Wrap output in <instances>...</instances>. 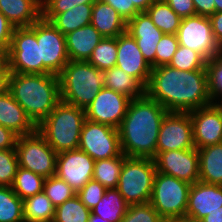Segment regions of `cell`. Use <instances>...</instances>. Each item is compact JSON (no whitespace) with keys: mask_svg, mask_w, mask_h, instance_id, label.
<instances>
[{"mask_svg":"<svg viewBox=\"0 0 222 222\" xmlns=\"http://www.w3.org/2000/svg\"><path fill=\"white\" fill-rule=\"evenodd\" d=\"M145 94L168 112H190L212 104L208 70L181 71L169 65L152 68Z\"/></svg>","mask_w":222,"mask_h":222,"instance_id":"obj_1","label":"cell"},{"mask_svg":"<svg viewBox=\"0 0 222 222\" xmlns=\"http://www.w3.org/2000/svg\"><path fill=\"white\" fill-rule=\"evenodd\" d=\"M167 113L146 94L132 99L118 128L121 152L126 157L154 159L160 126Z\"/></svg>","mask_w":222,"mask_h":222,"instance_id":"obj_2","label":"cell"},{"mask_svg":"<svg viewBox=\"0 0 222 222\" xmlns=\"http://www.w3.org/2000/svg\"><path fill=\"white\" fill-rule=\"evenodd\" d=\"M9 92L36 126L61 102L59 77L55 74L11 73Z\"/></svg>","mask_w":222,"mask_h":222,"instance_id":"obj_3","label":"cell"},{"mask_svg":"<svg viewBox=\"0 0 222 222\" xmlns=\"http://www.w3.org/2000/svg\"><path fill=\"white\" fill-rule=\"evenodd\" d=\"M85 120V109L61 101L37 126V131L56 153L75 150Z\"/></svg>","mask_w":222,"mask_h":222,"instance_id":"obj_4","label":"cell"},{"mask_svg":"<svg viewBox=\"0 0 222 222\" xmlns=\"http://www.w3.org/2000/svg\"><path fill=\"white\" fill-rule=\"evenodd\" d=\"M58 77L61 101L83 109L105 87L104 72L88 61H69Z\"/></svg>","mask_w":222,"mask_h":222,"instance_id":"obj_5","label":"cell"},{"mask_svg":"<svg viewBox=\"0 0 222 222\" xmlns=\"http://www.w3.org/2000/svg\"><path fill=\"white\" fill-rule=\"evenodd\" d=\"M156 172L154 159L127 157L116 189L129 206L148 203Z\"/></svg>","mask_w":222,"mask_h":222,"instance_id":"obj_6","label":"cell"},{"mask_svg":"<svg viewBox=\"0 0 222 222\" xmlns=\"http://www.w3.org/2000/svg\"><path fill=\"white\" fill-rule=\"evenodd\" d=\"M191 184L156 172L150 204L164 219L185 216Z\"/></svg>","mask_w":222,"mask_h":222,"instance_id":"obj_7","label":"cell"},{"mask_svg":"<svg viewBox=\"0 0 222 222\" xmlns=\"http://www.w3.org/2000/svg\"><path fill=\"white\" fill-rule=\"evenodd\" d=\"M7 60L11 73L43 74L40 41H37V21L30 27L14 29Z\"/></svg>","mask_w":222,"mask_h":222,"instance_id":"obj_8","label":"cell"},{"mask_svg":"<svg viewBox=\"0 0 222 222\" xmlns=\"http://www.w3.org/2000/svg\"><path fill=\"white\" fill-rule=\"evenodd\" d=\"M15 150L19 167L45 178L56 175L58 153L37 130L28 135L18 136Z\"/></svg>","mask_w":222,"mask_h":222,"instance_id":"obj_9","label":"cell"},{"mask_svg":"<svg viewBox=\"0 0 222 222\" xmlns=\"http://www.w3.org/2000/svg\"><path fill=\"white\" fill-rule=\"evenodd\" d=\"M176 36L179 45L198 52L207 62L222 53L209 17L194 15L182 18Z\"/></svg>","mask_w":222,"mask_h":222,"instance_id":"obj_10","label":"cell"},{"mask_svg":"<svg viewBox=\"0 0 222 222\" xmlns=\"http://www.w3.org/2000/svg\"><path fill=\"white\" fill-rule=\"evenodd\" d=\"M78 149L94 161L119 156L121 152L119 130L90 120H85Z\"/></svg>","mask_w":222,"mask_h":222,"instance_id":"obj_11","label":"cell"},{"mask_svg":"<svg viewBox=\"0 0 222 222\" xmlns=\"http://www.w3.org/2000/svg\"><path fill=\"white\" fill-rule=\"evenodd\" d=\"M37 41H40V61L43 74L59 75L70 61L66 50V37L50 21L42 17L37 21Z\"/></svg>","mask_w":222,"mask_h":222,"instance_id":"obj_12","label":"cell"},{"mask_svg":"<svg viewBox=\"0 0 222 222\" xmlns=\"http://www.w3.org/2000/svg\"><path fill=\"white\" fill-rule=\"evenodd\" d=\"M195 148L189 112H168L160 126L156 152Z\"/></svg>","mask_w":222,"mask_h":222,"instance_id":"obj_13","label":"cell"},{"mask_svg":"<svg viewBox=\"0 0 222 222\" xmlns=\"http://www.w3.org/2000/svg\"><path fill=\"white\" fill-rule=\"evenodd\" d=\"M130 101L129 97L104 87L85 108L86 119L118 129Z\"/></svg>","mask_w":222,"mask_h":222,"instance_id":"obj_14","label":"cell"},{"mask_svg":"<svg viewBox=\"0 0 222 222\" xmlns=\"http://www.w3.org/2000/svg\"><path fill=\"white\" fill-rule=\"evenodd\" d=\"M156 171L173 176L189 184L199 181V156L197 148L156 152Z\"/></svg>","mask_w":222,"mask_h":222,"instance_id":"obj_15","label":"cell"},{"mask_svg":"<svg viewBox=\"0 0 222 222\" xmlns=\"http://www.w3.org/2000/svg\"><path fill=\"white\" fill-rule=\"evenodd\" d=\"M95 161L80 149L59 152L57 155L56 176L78 192L93 179Z\"/></svg>","mask_w":222,"mask_h":222,"instance_id":"obj_16","label":"cell"},{"mask_svg":"<svg viewBox=\"0 0 222 222\" xmlns=\"http://www.w3.org/2000/svg\"><path fill=\"white\" fill-rule=\"evenodd\" d=\"M116 67L137 79L145 88L147 87L152 67L144 59L135 38L127 31L117 37Z\"/></svg>","mask_w":222,"mask_h":222,"instance_id":"obj_17","label":"cell"},{"mask_svg":"<svg viewBox=\"0 0 222 222\" xmlns=\"http://www.w3.org/2000/svg\"><path fill=\"white\" fill-rule=\"evenodd\" d=\"M195 148L222 142V118L219 110L210 104L190 111Z\"/></svg>","mask_w":222,"mask_h":222,"instance_id":"obj_18","label":"cell"},{"mask_svg":"<svg viewBox=\"0 0 222 222\" xmlns=\"http://www.w3.org/2000/svg\"><path fill=\"white\" fill-rule=\"evenodd\" d=\"M126 31L135 38L144 59L155 68L156 46L163 36L146 12H139L127 22Z\"/></svg>","mask_w":222,"mask_h":222,"instance_id":"obj_19","label":"cell"},{"mask_svg":"<svg viewBox=\"0 0 222 222\" xmlns=\"http://www.w3.org/2000/svg\"><path fill=\"white\" fill-rule=\"evenodd\" d=\"M222 206V185L202 181L191 185L185 215L201 220Z\"/></svg>","mask_w":222,"mask_h":222,"instance_id":"obj_20","label":"cell"},{"mask_svg":"<svg viewBox=\"0 0 222 222\" xmlns=\"http://www.w3.org/2000/svg\"><path fill=\"white\" fill-rule=\"evenodd\" d=\"M0 125L17 136L28 135L37 130V126L9 91L0 96Z\"/></svg>","mask_w":222,"mask_h":222,"instance_id":"obj_21","label":"cell"},{"mask_svg":"<svg viewBox=\"0 0 222 222\" xmlns=\"http://www.w3.org/2000/svg\"><path fill=\"white\" fill-rule=\"evenodd\" d=\"M66 50L70 61H88L103 36L92 25H86L65 35Z\"/></svg>","mask_w":222,"mask_h":222,"instance_id":"obj_22","label":"cell"},{"mask_svg":"<svg viewBox=\"0 0 222 222\" xmlns=\"http://www.w3.org/2000/svg\"><path fill=\"white\" fill-rule=\"evenodd\" d=\"M0 12L15 28L30 27L42 17L41 0H0Z\"/></svg>","mask_w":222,"mask_h":222,"instance_id":"obj_23","label":"cell"},{"mask_svg":"<svg viewBox=\"0 0 222 222\" xmlns=\"http://www.w3.org/2000/svg\"><path fill=\"white\" fill-rule=\"evenodd\" d=\"M92 24L103 37H118L126 32L127 22L109 4L95 0L92 8Z\"/></svg>","mask_w":222,"mask_h":222,"instance_id":"obj_24","label":"cell"},{"mask_svg":"<svg viewBox=\"0 0 222 222\" xmlns=\"http://www.w3.org/2000/svg\"><path fill=\"white\" fill-rule=\"evenodd\" d=\"M199 181L222 185V142L197 149Z\"/></svg>","mask_w":222,"mask_h":222,"instance_id":"obj_25","label":"cell"},{"mask_svg":"<svg viewBox=\"0 0 222 222\" xmlns=\"http://www.w3.org/2000/svg\"><path fill=\"white\" fill-rule=\"evenodd\" d=\"M93 4H80L58 15H42L50 21L63 35L90 24Z\"/></svg>","mask_w":222,"mask_h":222,"instance_id":"obj_26","label":"cell"},{"mask_svg":"<svg viewBox=\"0 0 222 222\" xmlns=\"http://www.w3.org/2000/svg\"><path fill=\"white\" fill-rule=\"evenodd\" d=\"M103 72L105 88L119 92L131 100L145 95V87L121 68L112 67Z\"/></svg>","mask_w":222,"mask_h":222,"instance_id":"obj_27","label":"cell"},{"mask_svg":"<svg viewBox=\"0 0 222 222\" xmlns=\"http://www.w3.org/2000/svg\"><path fill=\"white\" fill-rule=\"evenodd\" d=\"M128 206L117 189H107L102 199L91 210V213L109 222H121Z\"/></svg>","mask_w":222,"mask_h":222,"instance_id":"obj_28","label":"cell"},{"mask_svg":"<svg viewBox=\"0 0 222 222\" xmlns=\"http://www.w3.org/2000/svg\"><path fill=\"white\" fill-rule=\"evenodd\" d=\"M23 215L25 222H53L55 206L42 191L23 200Z\"/></svg>","mask_w":222,"mask_h":222,"instance_id":"obj_29","label":"cell"},{"mask_svg":"<svg viewBox=\"0 0 222 222\" xmlns=\"http://www.w3.org/2000/svg\"><path fill=\"white\" fill-rule=\"evenodd\" d=\"M127 157L121 153L119 156L95 161L93 180L102 184L106 189H116L123 162Z\"/></svg>","mask_w":222,"mask_h":222,"instance_id":"obj_30","label":"cell"},{"mask_svg":"<svg viewBox=\"0 0 222 222\" xmlns=\"http://www.w3.org/2000/svg\"><path fill=\"white\" fill-rule=\"evenodd\" d=\"M164 34H176L181 19L164 0H155L145 11Z\"/></svg>","mask_w":222,"mask_h":222,"instance_id":"obj_31","label":"cell"},{"mask_svg":"<svg viewBox=\"0 0 222 222\" xmlns=\"http://www.w3.org/2000/svg\"><path fill=\"white\" fill-rule=\"evenodd\" d=\"M0 222H25L23 200L11 186H0Z\"/></svg>","mask_w":222,"mask_h":222,"instance_id":"obj_32","label":"cell"},{"mask_svg":"<svg viewBox=\"0 0 222 222\" xmlns=\"http://www.w3.org/2000/svg\"><path fill=\"white\" fill-rule=\"evenodd\" d=\"M45 179L42 175L19 167L11 187L22 200H25L43 191Z\"/></svg>","mask_w":222,"mask_h":222,"instance_id":"obj_33","label":"cell"},{"mask_svg":"<svg viewBox=\"0 0 222 222\" xmlns=\"http://www.w3.org/2000/svg\"><path fill=\"white\" fill-rule=\"evenodd\" d=\"M117 37H103L94 48L88 62L100 71L116 67Z\"/></svg>","mask_w":222,"mask_h":222,"instance_id":"obj_34","label":"cell"},{"mask_svg":"<svg viewBox=\"0 0 222 222\" xmlns=\"http://www.w3.org/2000/svg\"><path fill=\"white\" fill-rule=\"evenodd\" d=\"M91 210L75 195L63 204L55 207L53 222H88Z\"/></svg>","mask_w":222,"mask_h":222,"instance_id":"obj_35","label":"cell"},{"mask_svg":"<svg viewBox=\"0 0 222 222\" xmlns=\"http://www.w3.org/2000/svg\"><path fill=\"white\" fill-rule=\"evenodd\" d=\"M169 66L181 71L207 70V61L198 52L179 45Z\"/></svg>","mask_w":222,"mask_h":222,"instance_id":"obj_36","label":"cell"},{"mask_svg":"<svg viewBox=\"0 0 222 222\" xmlns=\"http://www.w3.org/2000/svg\"><path fill=\"white\" fill-rule=\"evenodd\" d=\"M43 192L55 207L73 198L77 193L68 183L56 175L45 179Z\"/></svg>","mask_w":222,"mask_h":222,"instance_id":"obj_37","label":"cell"},{"mask_svg":"<svg viewBox=\"0 0 222 222\" xmlns=\"http://www.w3.org/2000/svg\"><path fill=\"white\" fill-rule=\"evenodd\" d=\"M18 168L16 150H0V186H12Z\"/></svg>","mask_w":222,"mask_h":222,"instance_id":"obj_38","label":"cell"},{"mask_svg":"<svg viewBox=\"0 0 222 222\" xmlns=\"http://www.w3.org/2000/svg\"><path fill=\"white\" fill-rule=\"evenodd\" d=\"M121 222H165L153 206L148 202L128 206Z\"/></svg>","mask_w":222,"mask_h":222,"instance_id":"obj_39","label":"cell"},{"mask_svg":"<svg viewBox=\"0 0 222 222\" xmlns=\"http://www.w3.org/2000/svg\"><path fill=\"white\" fill-rule=\"evenodd\" d=\"M209 96L212 102L222 96V53L207 62Z\"/></svg>","mask_w":222,"mask_h":222,"instance_id":"obj_40","label":"cell"},{"mask_svg":"<svg viewBox=\"0 0 222 222\" xmlns=\"http://www.w3.org/2000/svg\"><path fill=\"white\" fill-rule=\"evenodd\" d=\"M178 46L176 34H163L156 46L155 68L169 65Z\"/></svg>","mask_w":222,"mask_h":222,"instance_id":"obj_41","label":"cell"},{"mask_svg":"<svg viewBox=\"0 0 222 222\" xmlns=\"http://www.w3.org/2000/svg\"><path fill=\"white\" fill-rule=\"evenodd\" d=\"M106 188L95 180L88 181L76 195L80 198L81 202L90 210H92L97 203L102 199L106 192Z\"/></svg>","mask_w":222,"mask_h":222,"instance_id":"obj_42","label":"cell"},{"mask_svg":"<svg viewBox=\"0 0 222 222\" xmlns=\"http://www.w3.org/2000/svg\"><path fill=\"white\" fill-rule=\"evenodd\" d=\"M95 0H41L42 15H58L80 4H94Z\"/></svg>","mask_w":222,"mask_h":222,"instance_id":"obj_43","label":"cell"},{"mask_svg":"<svg viewBox=\"0 0 222 222\" xmlns=\"http://www.w3.org/2000/svg\"><path fill=\"white\" fill-rule=\"evenodd\" d=\"M111 5L119 15L128 22L140 11L135 6H129V0H101Z\"/></svg>","mask_w":222,"mask_h":222,"instance_id":"obj_44","label":"cell"},{"mask_svg":"<svg viewBox=\"0 0 222 222\" xmlns=\"http://www.w3.org/2000/svg\"><path fill=\"white\" fill-rule=\"evenodd\" d=\"M180 17L186 18L196 15L193 0H164Z\"/></svg>","mask_w":222,"mask_h":222,"instance_id":"obj_45","label":"cell"},{"mask_svg":"<svg viewBox=\"0 0 222 222\" xmlns=\"http://www.w3.org/2000/svg\"><path fill=\"white\" fill-rule=\"evenodd\" d=\"M15 27L0 12V50L8 51Z\"/></svg>","mask_w":222,"mask_h":222,"instance_id":"obj_46","label":"cell"},{"mask_svg":"<svg viewBox=\"0 0 222 222\" xmlns=\"http://www.w3.org/2000/svg\"><path fill=\"white\" fill-rule=\"evenodd\" d=\"M17 135L0 125V150L15 149Z\"/></svg>","mask_w":222,"mask_h":222,"instance_id":"obj_47","label":"cell"},{"mask_svg":"<svg viewBox=\"0 0 222 222\" xmlns=\"http://www.w3.org/2000/svg\"><path fill=\"white\" fill-rule=\"evenodd\" d=\"M196 15L210 17L215 13L214 0H193Z\"/></svg>","mask_w":222,"mask_h":222,"instance_id":"obj_48","label":"cell"},{"mask_svg":"<svg viewBox=\"0 0 222 222\" xmlns=\"http://www.w3.org/2000/svg\"><path fill=\"white\" fill-rule=\"evenodd\" d=\"M209 18L212 24L214 38L222 48V12H215Z\"/></svg>","mask_w":222,"mask_h":222,"instance_id":"obj_49","label":"cell"},{"mask_svg":"<svg viewBox=\"0 0 222 222\" xmlns=\"http://www.w3.org/2000/svg\"><path fill=\"white\" fill-rule=\"evenodd\" d=\"M11 71L8 65L0 71V96L6 94L9 91V79Z\"/></svg>","mask_w":222,"mask_h":222,"instance_id":"obj_50","label":"cell"},{"mask_svg":"<svg viewBox=\"0 0 222 222\" xmlns=\"http://www.w3.org/2000/svg\"><path fill=\"white\" fill-rule=\"evenodd\" d=\"M155 0H129V6H135L140 12H145Z\"/></svg>","mask_w":222,"mask_h":222,"instance_id":"obj_51","label":"cell"},{"mask_svg":"<svg viewBox=\"0 0 222 222\" xmlns=\"http://www.w3.org/2000/svg\"><path fill=\"white\" fill-rule=\"evenodd\" d=\"M202 222H222V206L201 219Z\"/></svg>","mask_w":222,"mask_h":222,"instance_id":"obj_52","label":"cell"},{"mask_svg":"<svg viewBox=\"0 0 222 222\" xmlns=\"http://www.w3.org/2000/svg\"><path fill=\"white\" fill-rule=\"evenodd\" d=\"M165 222H202V221L185 215L165 220Z\"/></svg>","mask_w":222,"mask_h":222,"instance_id":"obj_53","label":"cell"},{"mask_svg":"<svg viewBox=\"0 0 222 222\" xmlns=\"http://www.w3.org/2000/svg\"><path fill=\"white\" fill-rule=\"evenodd\" d=\"M7 53L8 51L0 50V71L8 65Z\"/></svg>","mask_w":222,"mask_h":222,"instance_id":"obj_54","label":"cell"},{"mask_svg":"<svg viewBox=\"0 0 222 222\" xmlns=\"http://www.w3.org/2000/svg\"><path fill=\"white\" fill-rule=\"evenodd\" d=\"M88 222H109V221L91 213Z\"/></svg>","mask_w":222,"mask_h":222,"instance_id":"obj_55","label":"cell"},{"mask_svg":"<svg viewBox=\"0 0 222 222\" xmlns=\"http://www.w3.org/2000/svg\"><path fill=\"white\" fill-rule=\"evenodd\" d=\"M215 12H222V0H214Z\"/></svg>","mask_w":222,"mask_h":222,"instance_id":"obj_56","label":"cell"},{"mask_svg":"<svg viewBox=\"0 0 222 222\" xmlns=\"http://www.w3.org/2000/svg\"><path fill=\"white\" fill-rule=\"evenodd\" d=\"M215 101L216 102H212V104L219 110L221 118H222V98L220 100L221 102H219V99H218V103H217V100Z\"/></svg>","mask_w":222,"mask_h":222,"instance_id":"obj_57","label":"cell"}]
</instances>
